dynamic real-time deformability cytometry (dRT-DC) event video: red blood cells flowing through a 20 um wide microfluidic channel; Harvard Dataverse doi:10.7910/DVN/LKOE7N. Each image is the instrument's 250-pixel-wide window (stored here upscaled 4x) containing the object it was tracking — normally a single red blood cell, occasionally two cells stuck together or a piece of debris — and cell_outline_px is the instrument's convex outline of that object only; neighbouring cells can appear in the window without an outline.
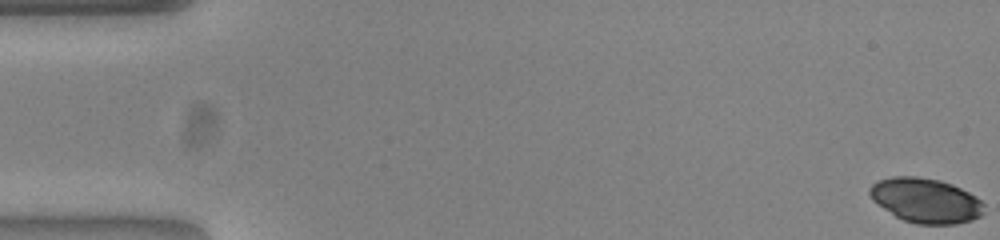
{"species": "common noctule bat (a hibernating species)", "species_latin": "Nyctalus noctula", "temperature_condition": "warm", "stored_images_in_passage": 53, "camera_frame_rate_fps": 3000, "um_per_image_px": 0.085, "animal": {"sex": "female", "body_mass_g": 23.0, "forearm_length_mm": 53.4}, "frame": {"image": 1, "passage_image": 1, "time_ms": 0.0, "image_size_px": [1000, 240], "cell_outline_px": [[984, 212], [980, 216], [972, 220], [956, 224], [916, 224], [904, 220], [896, 216], [872, 200], [868, 192], [868, 188], [876, 180], [892, 176], [916, 176], [940, 180], [952, 184], [976, 196], [984, 204]], "centroid_in_image_um": [78.68, 17.03], "position_along_channel_um": 6.3, "area_um2": 29.88}}